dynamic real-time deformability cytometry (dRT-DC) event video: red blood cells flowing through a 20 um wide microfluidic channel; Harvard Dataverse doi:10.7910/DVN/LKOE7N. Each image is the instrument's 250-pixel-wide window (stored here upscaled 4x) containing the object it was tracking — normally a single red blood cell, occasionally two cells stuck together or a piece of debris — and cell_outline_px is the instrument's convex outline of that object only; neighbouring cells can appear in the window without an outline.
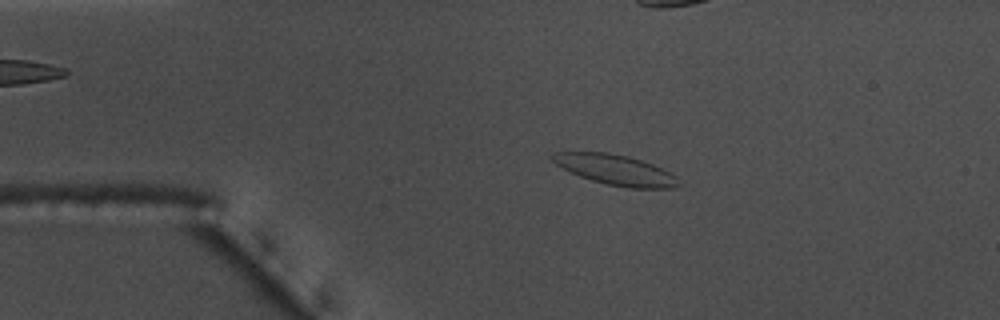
{"species": "common noctule bat (a hibernating species)", "species_latin": "Nyctalus noctula", "temperature_condition": "warm", "stored_images_in_passage": 57, "camera_frame_rate_fps": 3000, "um_per_image_px": 0.085, "animal": {"sex": "male", "body_mass_g": 17.5, "forearm_length_mm": 52.3}, "frame": {"image": 1, "passage_image": 12, "time_ms": 3.667, "image_size_px": [1000, 320], "cell_outline_px": [[684, 184], [676, 188], [628, 188], [608, 184], [592, 180], [580, 176], [556, 164], [548, 156], [552, 152], [608, 152], [628, 156], [652, 164], [676, 176]], "centroid_in_image_um": [52.35, 14.44], "position_along_channel_um": 32.7, "area_um2": 22.2}}
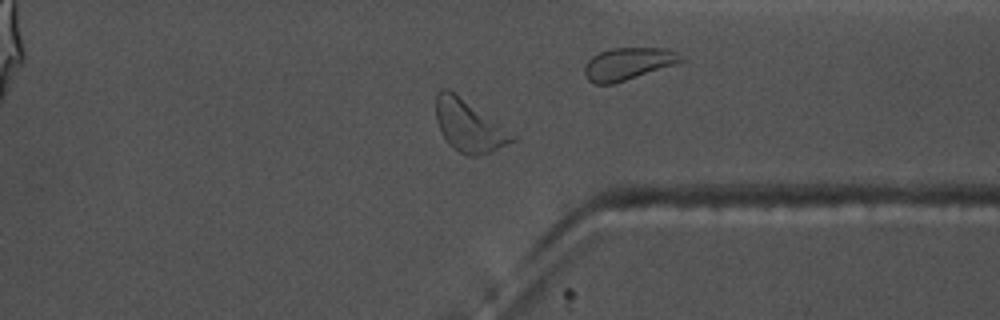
{"frame": {"image": 2, "passage_image": 44, "time_ms": 14.333, "image_size_px": [1000, 320], "cell_outline_px": [[516, 140], [492, 152], [476, 156], [468, 156], [452, 148], [448, 144], [440, 132], [436, 120], [436, 92], [440, 88], [448, 88], [516, 136]], "centroid_in_image_um": [39.81, 10.71], "position_along_channel_um": 371.6, "area_um2": 22.83}, "authors_computed_cell_mechanics": {"area_um2": 21.7906, "velocity_mm_per_s": 3.5958, "shape_relaxation_time_tau1_ms": 2.1189, "shape_relaxation_time_tau2_ms": null, "deformation_change_tau1": 0.1117, "deformation_change_tau2": null}}